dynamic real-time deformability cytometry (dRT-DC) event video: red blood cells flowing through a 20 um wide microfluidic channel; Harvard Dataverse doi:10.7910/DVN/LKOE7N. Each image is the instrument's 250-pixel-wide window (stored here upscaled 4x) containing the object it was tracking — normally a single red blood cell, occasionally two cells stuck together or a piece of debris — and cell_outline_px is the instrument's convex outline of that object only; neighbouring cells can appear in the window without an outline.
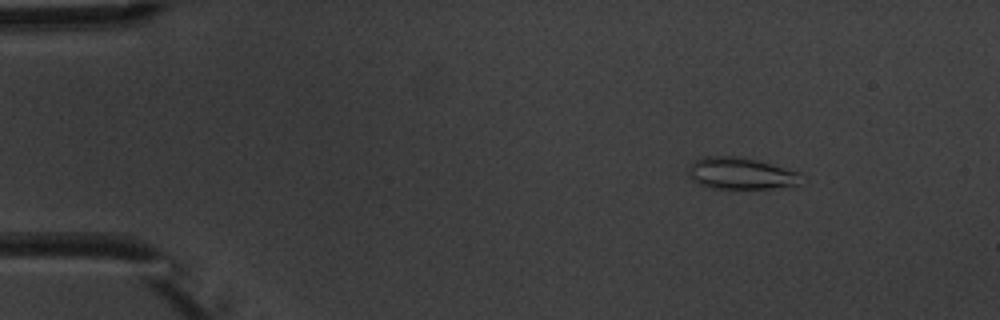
{"species": "common noctule bat (a hibernating species)", "species_latin": "Nyctalus noctula", "temperature_condition": "warm", "stored_images_in_passage": 10, "camera_frame_rate_fps": 3000, "um_per_image_px": 0.085, "animal": {"sex": "male", "body_mass_g": 20.1, "forearm_length_mm": 53.5}, "frame": {"image": 1, "passage_image": 3, "time_ms": 2.333, "image_size_px": [1000, 320], "cell_outline_px": [[800, 172], [796, 184], [792, 188], [732, 192], [712, 188], [700, 184], [692, 180], [688, 176], [688, 172], [692, 164], [700, 156], [736, 156], [756, 160]], "centroid_in_image_um": [62.96, 14.81], "position_along_channel_um": 22.0, "area_um2": 21.85}}
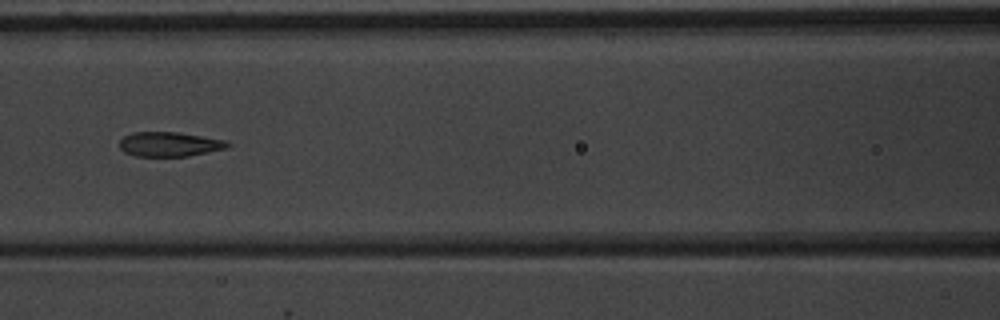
{"frame": {"image": 2, "passage_image": 7, "time_ms": 8.0, "image_size_px": [1000, 320], "cell_outline_px": [[232, 144], [228, 148], [188, 156], [136, 156], [124, 152], [120, 148], [120, 140], [124, 136], [132, 132], [176, 132], [228, 140]], "centroid_in_image_um": [14.44, 12.25], "position_along_channel_um": 152.2, "area_um2": 15.55}}
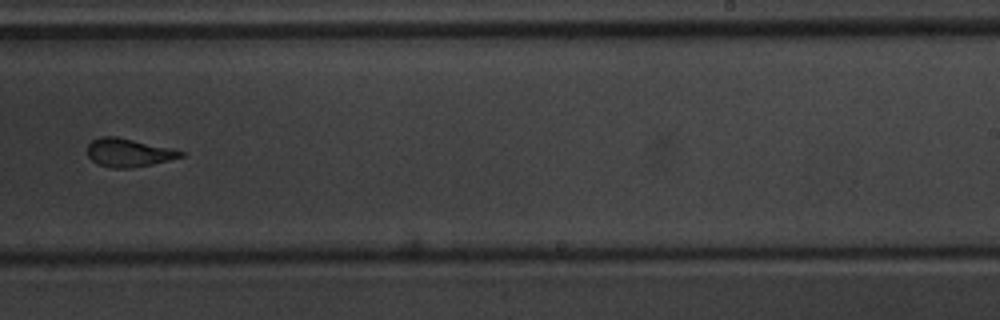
{"frame": {"image": 3, "passage_image": 10, "time_ms": 11.333, "image_size_px": [1000, 320], "cell_outline_px": [[184, 156], [152, 164], [128, 168], [112, 168], [96, 164], [88, 156], [88, 144], [92, 140], [100, 136], [116, 136], [172, 148], [184, 152]], "centroid_in_image_um": [10.9, 12.97], "position_along_channel_um": 278.1, "area_um2": 15.37}}